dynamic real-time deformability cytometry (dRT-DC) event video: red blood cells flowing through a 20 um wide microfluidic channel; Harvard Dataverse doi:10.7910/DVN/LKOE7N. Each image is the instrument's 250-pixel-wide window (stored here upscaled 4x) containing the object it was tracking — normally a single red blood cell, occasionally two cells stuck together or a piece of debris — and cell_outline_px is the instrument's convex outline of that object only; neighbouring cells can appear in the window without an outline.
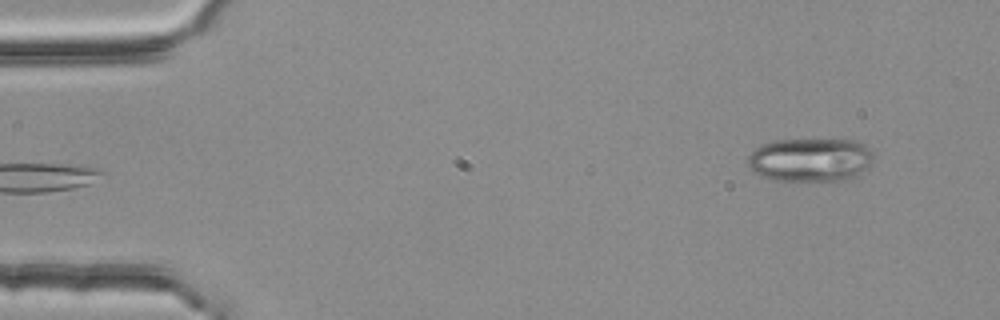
{"species": "common noctule bat (a hibernating species)", "species_latin": "Nyctalus noctula", "temperature_condition": "room temperature", "stored_images_in_passage": 4, "camera_frame_rate_fps": 3000, "um_per_image_px": 0.085, "animal": {"sex": "female", "body_mass_g": 25.1}, "frame": {"image": 1, "passage_image": 4, "time_ms": 1.0, "image_size_px": [1000, 320], "cell_outline_px": [[872, 160], [864, 168], [852, 176], [844, 180], [772, 180], [760, 176], [752, 172], [748, 164], [748, 156], [760, 144], [776, 140], [856, 140], [872, 148]], "centroid_in_image_um": [68.82, 13.57], "position_along_channel_um": 16.2, "area_um2": 31.67}}